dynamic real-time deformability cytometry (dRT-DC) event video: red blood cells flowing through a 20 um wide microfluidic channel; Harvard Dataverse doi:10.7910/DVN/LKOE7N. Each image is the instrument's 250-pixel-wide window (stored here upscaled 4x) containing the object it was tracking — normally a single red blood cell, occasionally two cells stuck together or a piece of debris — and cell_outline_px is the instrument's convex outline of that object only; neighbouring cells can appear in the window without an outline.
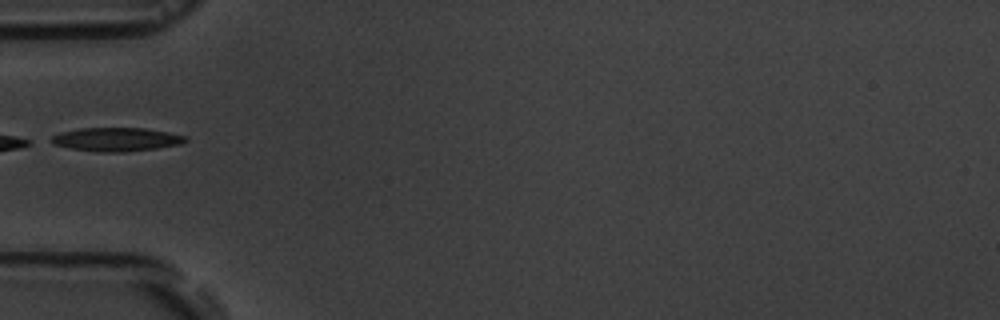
{"species": "common noctule bat (a hibernating species)", "species_latin": "Nyctalus noctula", "temperature_condition": "room temperature", "stored_images_in_passage": 2, "camera_frame_rate_fps": 3000, "um_per_image_px": 0.085, "animal": {"sex": "male", "body_mass_g": 19.5, "forearm_length_mm": 54.6}, "frame": {"image": 1, "passage_image": 2, "time_ms": 1.0, "image_size_px": [1000, 320], "cell_outline_px": [[188, 140], [180, 144], [156, 148], [124, 152], [96, 152], [72, 148], [52, 144], [52, 136], [60, 132], [80, 128], [144, 128], [168, 132], [188, 136]], "centroid_in_image_um": [9.91, 11.84], "position_along_channel_um": 75.1, "area_um2": 18.44}}